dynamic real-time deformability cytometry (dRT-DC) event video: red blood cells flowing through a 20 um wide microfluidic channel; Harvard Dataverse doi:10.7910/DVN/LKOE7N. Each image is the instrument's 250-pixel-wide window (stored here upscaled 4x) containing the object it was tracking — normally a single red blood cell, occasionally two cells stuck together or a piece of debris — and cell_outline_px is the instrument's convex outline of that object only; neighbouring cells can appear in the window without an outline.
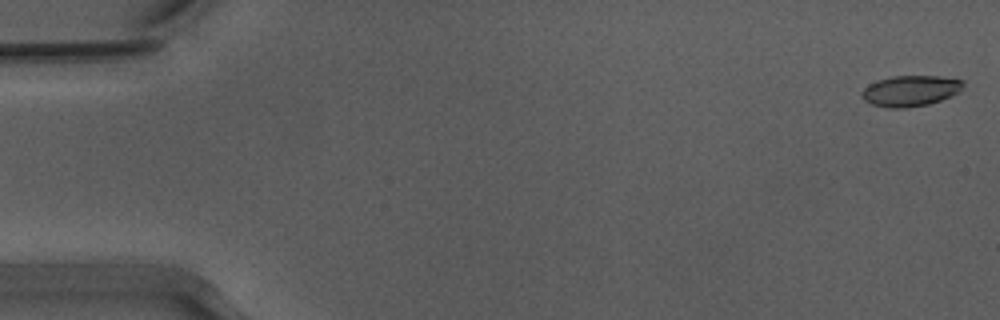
{"species": "Egyptian fruit bat (a non-hibernating species)", "species_latin": "Rousettus aegyptiacus", "temperature_condition": "warm", "stored_images_in_passage": 53, "camera_frame_rate_fps": 3000, "um_per_image_px": 0.085, "animal": {"sex": "male"}, "frame": {"image": 1, "passage_image": 1, "time_ms": 0.0, "image_size_px": [1000, 320], "cell_outline_px": [[964, 84], [960, 92], [952, 96], [928, 104], [904, 108], [888, 108], [872, 104], [864, 100], [860, 96], [860, 92], [868, 84], [892, 76], [940, 76], [964, 80]], "centroid_in_image_um": [77.39, 7.72], "position_along_channel_um": 7.6, "area_um2": 18.32}}
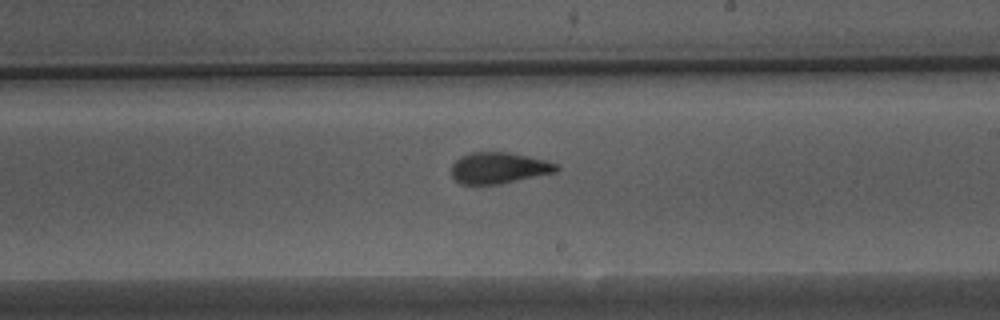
{"frame": {"image": 2, "passage_image": 31, "time_ms": 10.0, "image_size_px": [1000, 320], "cell_outline_px": [[560, 168], [556, 172], [500, 184], [460, 184], [452, 176], [452, 164], [460, 156], [472, 152], [508, 152], [528, 156], [544, 160], [556, 164]], "centroid_in_image_um": [42.38, 14.27], "position_along_channel_um": 246.6, "area_um2": 19.02}}
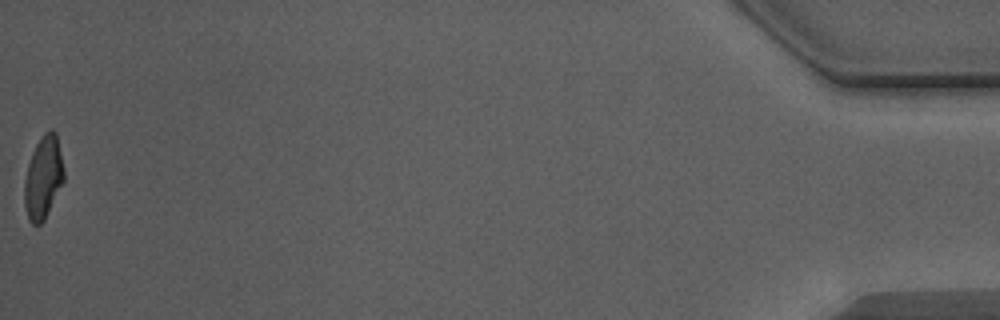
{"frame": {"image": 3, "passage_image": 53, "time_ms": 17.333, "image_size_px": [1000, 320], "cell_outline_px": [[64, 180], [44, 220], [40, 224], [32, 224], [28, 220], [24, 208], [24, 180], [28, 164], [32, 152], [36, 144], [44, 132], [48, 128], [52, 128], [56, 132], [64, 168]], "centroid_in_image_um": [3.67, 15.07], "position_along_channel_um": 431.5, "area_um2": 19.19}, "authors_computed_cell_mechanics": {"area_um2": 19.2474, "velocity_mm_per_s": 3.9378, "shape_relaxation_time_tau1_ms": 6.3393, "shape_relaxation_time_tau2_ms": 1.7235, "deformation_change_tau1": 0.2102, "deformation_change_tau2": 0.0932}}